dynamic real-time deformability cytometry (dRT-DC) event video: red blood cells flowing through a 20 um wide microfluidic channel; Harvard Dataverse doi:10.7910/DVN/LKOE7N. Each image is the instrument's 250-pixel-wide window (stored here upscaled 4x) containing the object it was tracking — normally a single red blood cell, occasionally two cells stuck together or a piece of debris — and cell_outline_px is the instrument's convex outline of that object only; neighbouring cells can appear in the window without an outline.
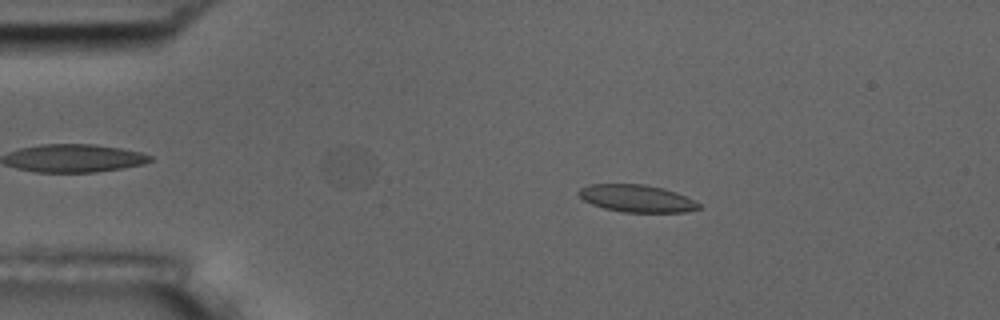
{"species": "common noctule bat (a hibernating species)", "species_latin": "Nyctalus noctula", "temperature_condition": "room temperature", "stored_images_in_passage": 55, "camera_frame_rate_fps": 3000, "um_per_image_px": 0.085, "animal": {"sex": "male", "body_mass_g": 17.5, "forearm_length_mm": 52.3}, "frame": {"image": 1, "passage_image": 10, "time_ms": 3.0, "image_size_px": [1000, 320], "cell_outline_px": [[700, 208], [688, 212], [624, 212], [604, 208], [592, 204], [584, 200], [576, 192], [580, 188], [588, 184], [644, 184], [664, 188], [676, 192], [700, 204]], "centroid_in_image_um": [54.1, 16.86], "position_along_channel_um": 30.9, "area_um2": 19.07}}
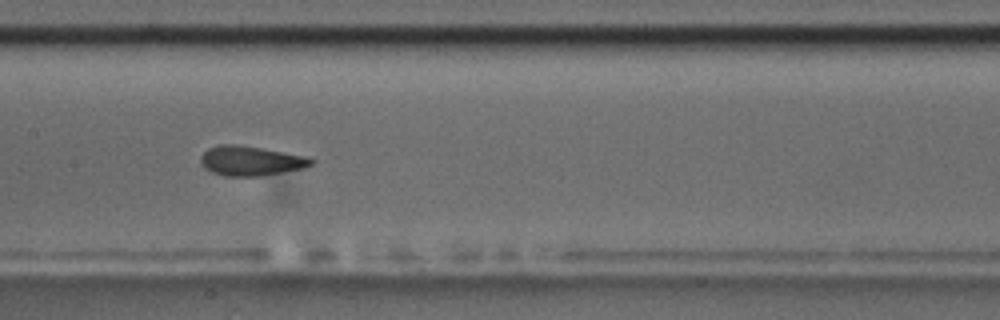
{"frame": {"image": 2, "passage_image": 27, "time_ms": 8.667, "image_size_px": [1000, 320], "cell_outline_px": [[316, 160], [312, 164], [304, 168], [260, 176], [224, 176], [212, 172], [204, 168], [200, 164], [200, 156], [208, 148], [220, 144], [236, 144], [308, 156]], "centroid_in_image_um": [21.3, 13.67], "position_along_channel_um": 186.1, "area_um2": 19.19}}
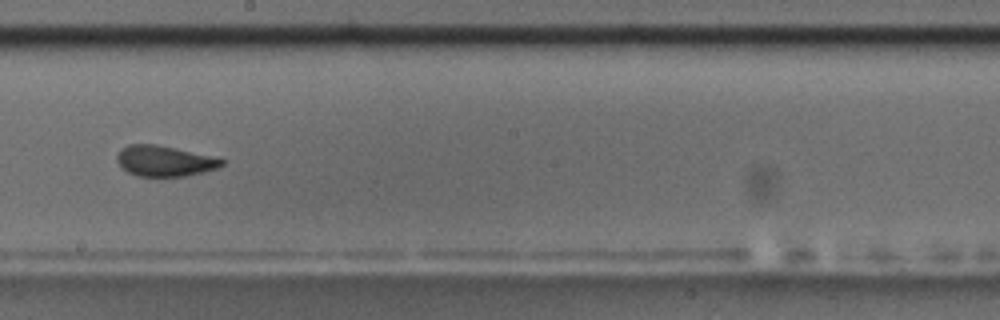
{"frame": {"image": 3, "passage_image": 31, "time_ms": 10.0, "image_size_px": [1000, 320], "cell_outline_px": [[224, 164], [216, 168], [204, 172], [184, 176], [136, 176], [128, 172], [116, 160], [116, 152], [120, 148], [128, 144], [156, 144], [208, 156], [224, 160]], "centroid_in_image_um": [13.91, 13.68], "position_along_channel_um": 234.3, "area_um2": 18.44}, "authors_computed_cell_mechanics": {"area_um2": 19.1896, "velocity_mm_per_s": 3.6317, "shape_relaxation_time_tau1_ms": 11.1251, "shape_relaxation_time_tau2_ms": 1.3056, "deformation_change_tau1": 0.2259, "deformation_change_tau2": 0.0758}}